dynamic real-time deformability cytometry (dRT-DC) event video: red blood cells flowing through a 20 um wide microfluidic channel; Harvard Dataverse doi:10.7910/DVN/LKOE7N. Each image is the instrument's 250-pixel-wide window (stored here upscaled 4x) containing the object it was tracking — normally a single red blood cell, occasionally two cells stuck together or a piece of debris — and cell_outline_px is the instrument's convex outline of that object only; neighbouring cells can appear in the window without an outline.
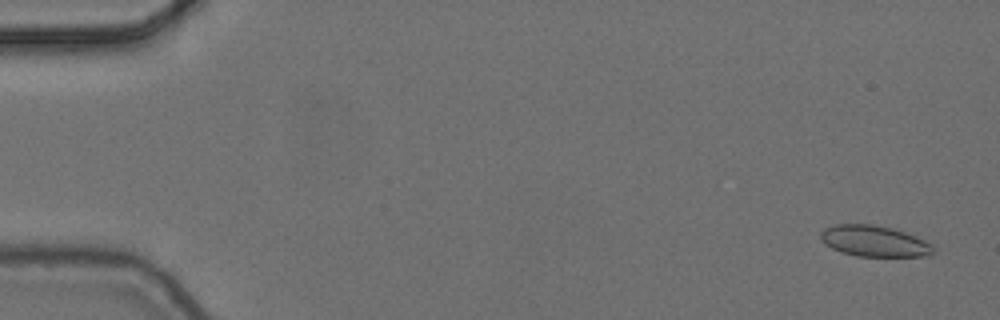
{"species": "common noctule bat (a hibernating species)", "species_latin": "Nyctalus noctula", "temperature_condition": "cold", "stored_images_in_passage": 3, "camera_frame_rate_fps": 3000, "um_per_image_px": 0.085, "animal": {"sex": "female", "body_mass_g": 24.6, "forearm_length_mm": 56.2}, "frame": {"image": 1, "passage_image": 1, "time_ms": 0.0, "image_size_px": [1000, 320], "cell_outline_px": [[936, 248], [928, 256], [856, 256], [840, 252], [824, 244], [820, 240], [820, 232], [824, 228], [836, 224], [872, 224], [892, 228], [916, 236], [932, 244]], "centroid_in_image_um": [74.29, 20.49], "position_along_channel_um": 10.7, "area_um2": 20.52}}